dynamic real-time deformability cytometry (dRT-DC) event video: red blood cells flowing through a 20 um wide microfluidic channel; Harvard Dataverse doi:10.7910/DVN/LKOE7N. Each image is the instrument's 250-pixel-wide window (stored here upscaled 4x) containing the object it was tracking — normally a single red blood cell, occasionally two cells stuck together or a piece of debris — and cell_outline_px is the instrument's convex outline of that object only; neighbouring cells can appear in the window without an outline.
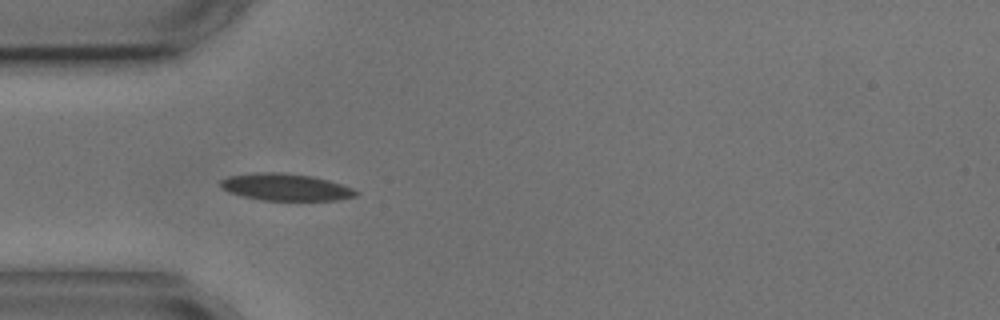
{"species": "common noctule bat (a hibernating species)", "species_latin": "Nyctalus noctula", "temperature_condition": "cold", "stored_images_in_passage": 9, "camera_frame_rate_fps": 3000, "um_per_image_px": 0.085, "animal": {"sex": "male", "body_mass_g": 17.9, "forearm_length_mm": 54.2}, "frame": {"image": 1, "passage_image": 3, "time_ms": 3.0, "image_size_px": [1000, 320], "cell_outline_px": [[360, 192], [356, 196], [340, 200], [264, 200], [244, 196], [228, 192], [220, 184], [220, 180], [228, 176], [256, 172], [284, 172], [312, 176], [328, 180], [352, 188]], "centroid_in_image_um": [24.3, 15.9], "position_along_channel_um": 60.7, "area_um2": 21.27}}
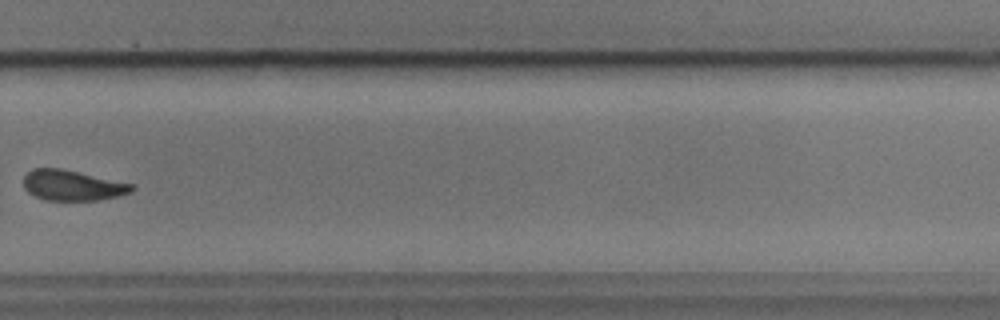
{"frame": {"image": 2, "passage_image": 9, "time_ms": 10.333, "image_size_px": [1000, 320], "cell_outline_px": [[136, 188], [132, 192], [116, 196], [96, 200], [44, 200], [28, 192], [24, 188], [24, 176], [32, 168], [60, 168], [136, 184]], "centroid_in_image_um": [6.18, 15.75], "position_along_channel_um": 323.6, "area_um2": 19.25}}